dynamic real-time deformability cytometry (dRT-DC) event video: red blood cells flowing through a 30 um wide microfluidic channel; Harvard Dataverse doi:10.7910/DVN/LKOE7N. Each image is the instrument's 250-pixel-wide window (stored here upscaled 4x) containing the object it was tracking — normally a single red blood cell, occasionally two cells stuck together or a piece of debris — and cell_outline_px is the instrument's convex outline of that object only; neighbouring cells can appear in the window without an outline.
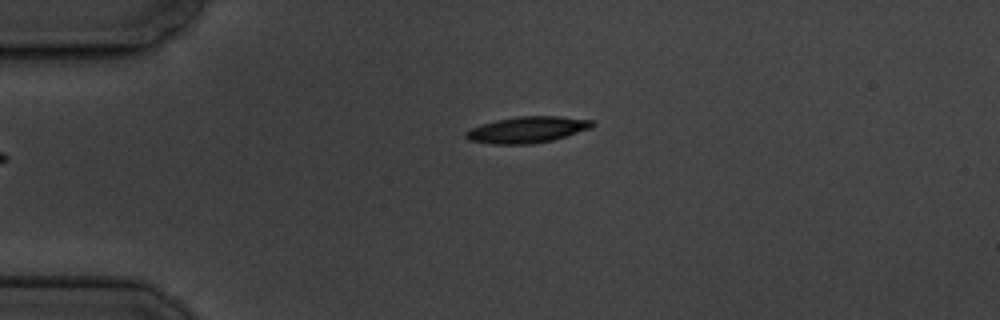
{"species": "common noctule bat (a hibernating species)", "species_latin": "Nyctalus noctula", "temperature_condition": "cold", "stored_images_in_passage": 6, "camera_frame_rate_fps": 3000, "um_per_image_px": 0.085, "animal": {"sex": "male", "body_mass_g": 19.5, "forearm_length_mm": 54.6}, "frame": {"image": 1, "passage_image": 6, "time_ms": 6.0, "image_size_px": [1000, 320], "cell_outline_px": [[596, 124], [592, 128], [552, 140], [532, 144], [492, 144], [468, 140], [464, 136], [464, 132], [472, 128], [496, 120], [516, 116], [560, 116], [596, 120]], "centroid_in_image_um": [44.86, 11.02], "position_along_channel_um": 40.1, "area_um2": 19.48}}